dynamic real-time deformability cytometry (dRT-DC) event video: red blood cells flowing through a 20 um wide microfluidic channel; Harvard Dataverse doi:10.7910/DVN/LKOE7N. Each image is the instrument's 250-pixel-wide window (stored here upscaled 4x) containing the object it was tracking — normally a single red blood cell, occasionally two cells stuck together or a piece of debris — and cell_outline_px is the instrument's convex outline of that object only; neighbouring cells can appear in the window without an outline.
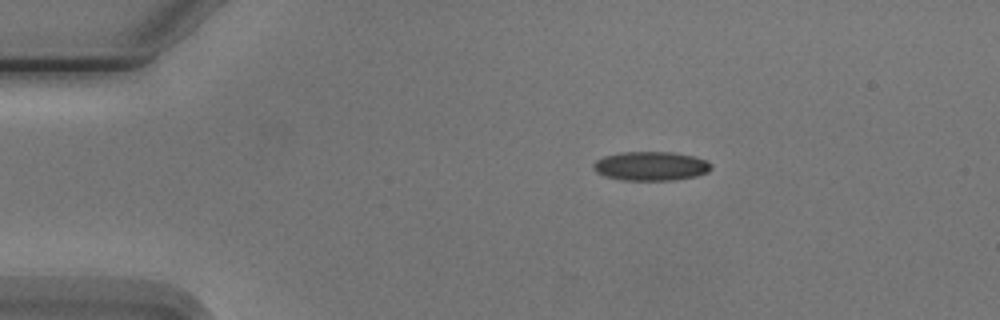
{"species": "Egyptian fruit bat (a non-hibernating species)", "species_latin": "Rousettus aegyptiacus", "temperature_condition": "cold", "stored_images_in_passage": 3, "camera_frame_rate_fps": 3000, "um_per_image_px": 0.085, "animal": {"sex": "male"}, "frame": {"image": 1, "passage_image": 2, "time_ms": 1.333, "image_size_px": [1000, 320], "cell_outline_px": [[712, 168], [708, 172], [696, 176], [672, 180], [620, 180], [604, 176], [596, 172], [592, 168], [592, 164], [596, 160], [604, 156], [624, 152], [672, 152], [696, 156], [708, 160], [712, 164]], "centroid_in_image_um": [55.34, 14.11], "position_along_channel_um": 29.7, "area_um2": 20.17}}